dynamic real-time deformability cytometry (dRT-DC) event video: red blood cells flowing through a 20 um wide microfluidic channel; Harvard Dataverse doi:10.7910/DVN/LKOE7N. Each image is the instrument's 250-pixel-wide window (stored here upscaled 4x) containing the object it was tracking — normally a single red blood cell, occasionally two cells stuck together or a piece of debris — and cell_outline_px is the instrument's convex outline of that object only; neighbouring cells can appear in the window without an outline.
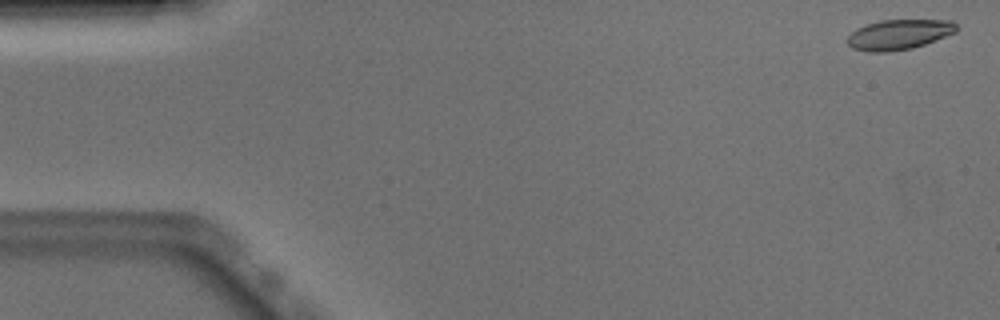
{"species": "Egyptian fruit bat (a non-hibernating species)", "species_latin": "Rousettus aegyptiacus", "temperature_condition": "warm", "stored_images_in_passage": 5, "camera_frame_rate_fps": 3000, "um_per_image_px": 0.085, "animal": {"sex": "male"}, "frame": {"image": 1, "passage_image": 1, "time_ms": 0.0, "image_size_px": [1000, 320], "cell_outline_px": [[956, 32], [936, 40], [912, 48], [888, 52], [868, 52], [852, 48], [844, 40], [856, 28], [880, 20], [952, 20], [956, 24]], "centroid_in_image_um": [76.38, 2.94], "position_along_channel_um": 8.6, "area_um2": 19.19}}